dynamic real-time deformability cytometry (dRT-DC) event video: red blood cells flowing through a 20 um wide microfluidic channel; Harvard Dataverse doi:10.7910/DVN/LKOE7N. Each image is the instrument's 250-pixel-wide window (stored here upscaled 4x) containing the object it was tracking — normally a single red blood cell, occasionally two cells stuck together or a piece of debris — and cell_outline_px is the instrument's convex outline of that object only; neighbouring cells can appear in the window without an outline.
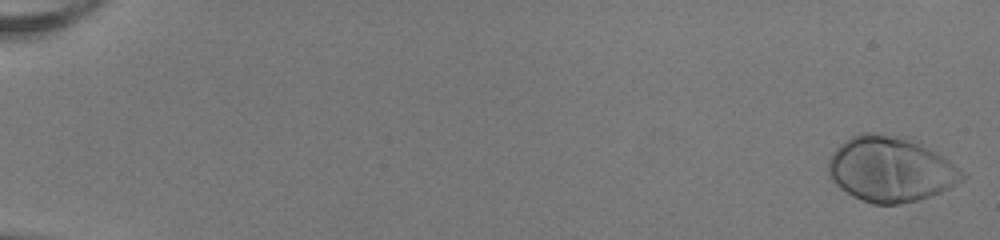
{"species": "human", "species_latin": "Homo sapiens", "temperature_condition": "room temperature", "stored_images_in_passage": 45, "camera_frame_rate_fps": 3000, "um_per_image_px": 0.085, "donor": {"sex": "female"}, "frame": {"image": 1, "passage_image": 1, "time_ms": 0.0, "image_size_px": [1000, 240], "cell_outline_px": [[968, 176], [948, 188], [940, 192], [916, 200], [900, 204], [872, 204], [860, 200], [852, 196], [840, 188], [832, 180], [828, 172], [828, 160], [832, 152], [844, 140], [860, 132], [884, 132], [904, 136], [920, 140], [960, 168]], "centroid_in_image_um": [75.69, 14.34], "position_along_channel_um": 9.3, "area_um2": 51.67}}
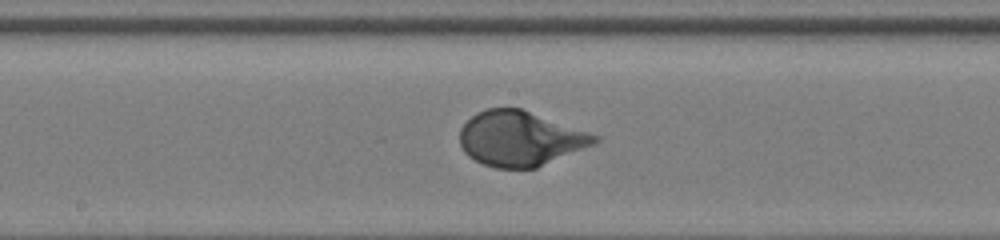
{"frame": {"image": 2, "passage_image": 30, "time_ms": 9.667, "image_size_px": [1000, 240], "cell_outline_px": [[600, 140], [596, 144], [536, 168], [496, 168], [484, 164], [468, 156], [464, 152], [460, 144], [460, 128], [476, 112], [488, 108], [520, 108], [600, 136]], "centroid_in_image_um": [44.22, 11.78], "position_along_channel_um": 204.0, "area_um2": 43.0}}
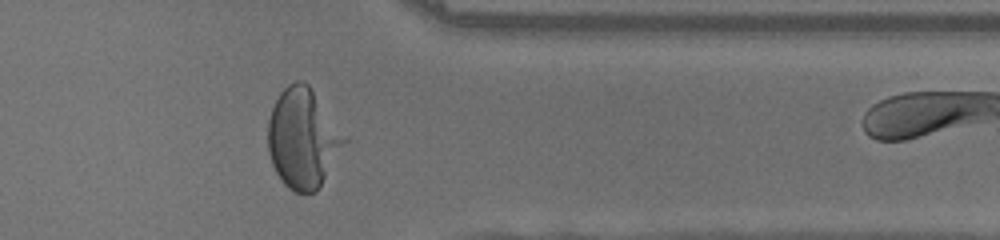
{"frame": {"image": 3, "passage_image": 44, "time_ms": 14.333, "image_size_px": [1000, 240], "cell_outline_px": [[352, 140], [316, 192], [296, 192], [288, 188], [280, 180], [272, 164], [268, 152], [268, 120], [272, 108], [280, 92], [288, 84], [296, 80], [304, 80], [308, 84]], "centroid_in_image_um": [25.82, 11.76], "position_along_channel_um": 385.6, "area_um2": 45.55}}